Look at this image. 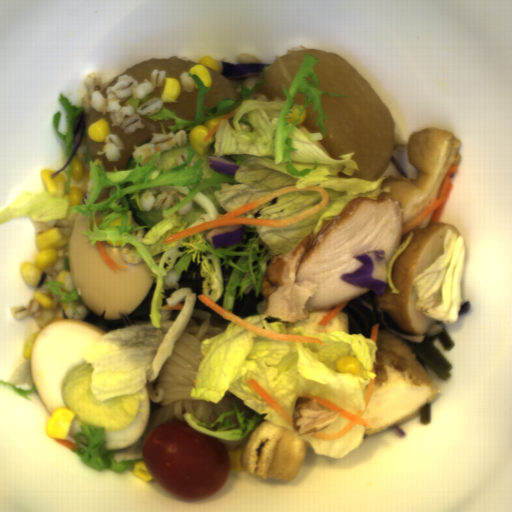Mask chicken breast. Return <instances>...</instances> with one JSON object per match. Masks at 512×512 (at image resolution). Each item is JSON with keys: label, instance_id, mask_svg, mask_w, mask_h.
<instances>
[{"label": "chicken breast", "instance_id": "1", "mask_svg": "<svg viewBox=\"0 0 512 512\" xmlns=\"http://www.w3.org/2000/svg\"><path fill=\"white\" fill-rule=\"evenodd\" d=\"M313 233L269 262L261 285L266 318L296 323L309 318L310 312L331 309L372 290L340 278L362 265L353 256L371 250H385L372 277L388 283V265L404 237V207L388 195L356 197L315 237Z\"/></svg>", "mask_w": 512, "mask_h": 512}, {"label": "chicken breast", "instance_id": "2", "mask_svg": "<svg viewBox=\"0 0 512 512\" xmlns=\"http://www.w3.org/2000/svg\"><path fill=\"white\" fill-rule=\"evenodd\" d=\"M300 416L295 420L294 427L298 428V435L317 433L335 423L341 412H331L317 404L316 399H311L304 404L297 405Z\"/></svg>", "mask_w": 512, "mask_h": 512}]
</instances>
